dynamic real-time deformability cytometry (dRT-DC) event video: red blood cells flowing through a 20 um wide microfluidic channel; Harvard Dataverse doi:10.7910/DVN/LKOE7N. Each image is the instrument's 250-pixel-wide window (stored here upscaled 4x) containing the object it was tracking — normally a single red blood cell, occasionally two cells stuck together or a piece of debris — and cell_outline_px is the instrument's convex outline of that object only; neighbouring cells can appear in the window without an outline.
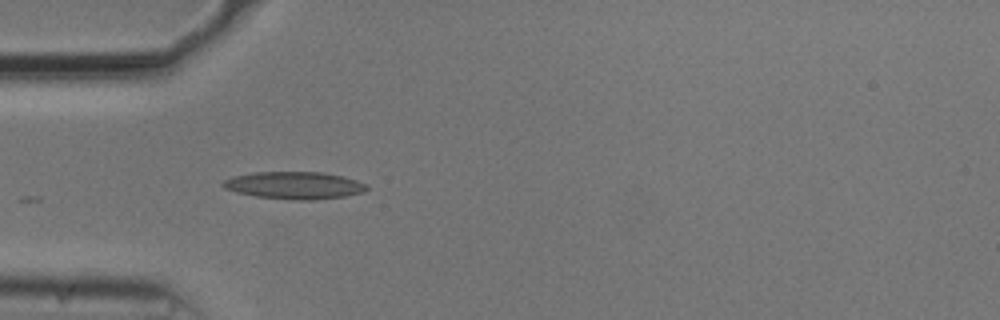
{"species": "common noctule bat (a hibernating species)", "species_latin": "Nyctalus noctula", "temperature_condition": "cold", "stored_images_in_passage": 15, "camera_frame_rate_fps": 3000, "um_per_image_px": 0.085, "animal": {"sex": "male", "body_mass_g": 20.5, "forearm_length_mm": 52.5}, "frame": {"image": 1, "passage_image": 1, "time_ms": 0.0, "image_size_px": [1000, 320], "cell_outline_px": [[368, 188], [364, 192], [344, 196], [316, 200], [296, 200], [256, 196], [236, 192], [224, 188], [220, 184], [224, 180], [232, 176], [256, 172], [320, 172], [344, 176], [368, 184]], "centroid_in_image_um": [25.03, 15.75], "position_along_channel_um": 60.0, "area_um2": 22.95}}
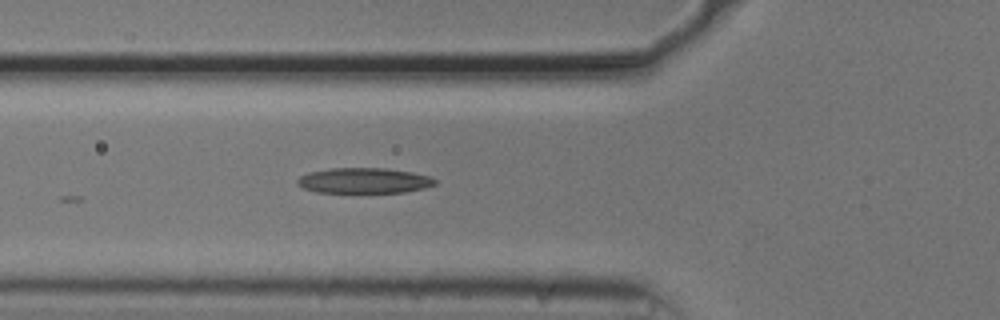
{"frame": {"image": 2, "passage_image": 4, "time_ms": 1.0, "image_size_px": [1000, 320], "cell_outline_px": [[436, 184], [424, 188], [404, 192], [316, 192], [304, 188], [296, 184], [296, 180], [300, 176], [308, 172], [332, 168], [384, 168], [412, 172], [428, 176], [436, 180]], "centroid_in_image_um": [30.91, 15.34], "position_along_channel_um": 94.9, "area_um2": 20.29}}
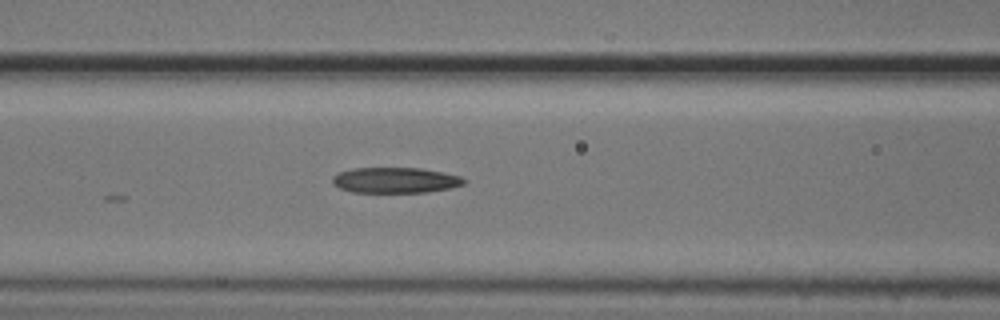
{"frame": {"image": 3, "passage_image": 7, "time_ms": 2.0, "image_size_px": [1000, 320], "cell_outline_px": [[468, 180], [464, 184], [452, 188], [428, 192], [352, 192], [340, 188], [332, 184], [332, 176], [340, 172], [352, 168], [420, 168], [444, 172], [460, 176]], "centroid_in_image_um": [33.63, 15.32], "position_along_channel_um": 133.0, "area_um2": 19.77}}